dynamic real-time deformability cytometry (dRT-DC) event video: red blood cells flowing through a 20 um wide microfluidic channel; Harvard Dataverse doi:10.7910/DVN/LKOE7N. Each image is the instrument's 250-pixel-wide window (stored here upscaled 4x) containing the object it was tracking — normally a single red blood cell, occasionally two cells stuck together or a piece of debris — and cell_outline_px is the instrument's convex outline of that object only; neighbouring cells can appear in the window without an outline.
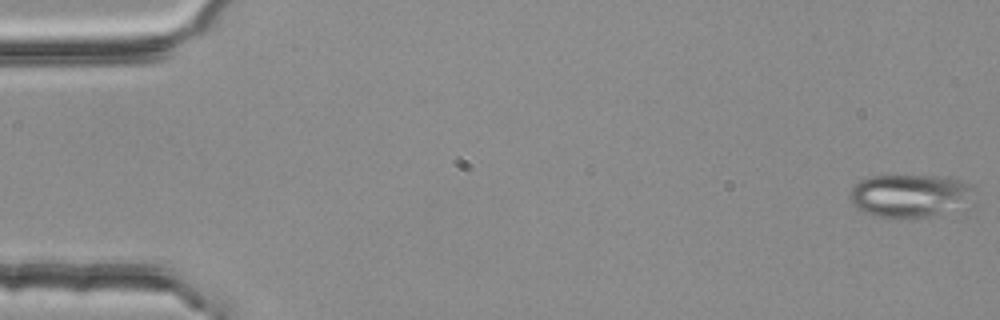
{"species": "common noctule bat (a hibernating species)", "species_latin": "Nyctalus noctula", "temperature_condition": "room temperature", "stored_images_in_passage": 9, "camera_frame_rate_fps": 3000, "um_per_image_px": 0.085, "animal": {"sex": "female", "body_mass_g": 25.1}, "frame": {"image": 1, "passage_image": 1, "time_ms": 0.0, "image_size_px": [1000, 320], "cell_outline_px": [[972, 188], [936, 212], [928, 216], [896, 220], [872, 216], [856, 208], [852, 204], [848, 196], [852, 188], [860, 180], [868, 176], [944, 176], [960, 180], [972, 184]], "centroid_in_image_um": [76.98, 16.61], "position_along_channel_um": 8.0, "area_um2": 29.36}}
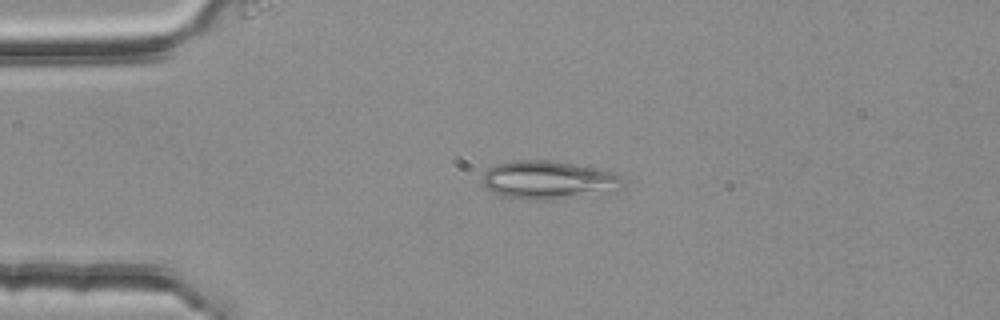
{"frame": {"image": 2, "passage_image": 4, "time_ms": 1.0, "image_size_px": [1000, 320], "cell_outline_px": [[624, 188], [616, 192], [548, 200], [524, 200], [504, 196], [488, 188], [480, 180], [484, 172], [488, 168], [496, 164], [516, 160], [548, 160], [600, 168], [616, 172], [620, 176]], "centroid_in_image_um": [46.68, 15.3], "position_along_channel_um": 38.3, "area_um2": 31.85}}